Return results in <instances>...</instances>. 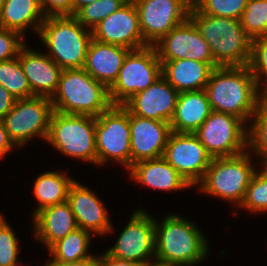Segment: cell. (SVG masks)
Here are the masks:
<instances>
[{
    "label": "cell",
    "instance_id": "b9f144b4",
    "mask_svg": "<svg viewBox=\"0 0 267 266\" xmlns=\"http://www.w3.org/2000/svg\"><path fill=\"white\" fill-rule=\"evenodd\" d=\"M46 266H98V257L91 256L89 258L72 263L60 262L52 258V260L49 261Z\"/></svg>",
    "mask_w": 267,
    "mask_h": 266
},
{
    "label": "cell",
    "instance_id": "9c48e42d",
    "mask_svg": "<svg viewBox=\"0 0 267 266\" xmlns=\"http://www.w3.org/2000/svg\"><path fill=\"white\" fill-rule=\"evenodd\" d=\"M97 165L110 159L131 168L129 111L123 105H111L96 117Z\"/></svg>",
    "mask_w": 267,
    "mask_h": 266
},
{
    "label": "cell",
    "instance_id": "52a82bcc",
    "mask_svg": "<svg viewBox=\"0 0 267 266\" xmlns=\"http://www.w3.org/2000/svg\"><path fill=\"white\" fill-rule=\"evenodd\" d=\"M248 151L231 157L213 158L203 179L198 183L202 192L239 206L256 170Z\"/></svg>",
    "mask_w": 267,
    "mask_h": 266
},
{
    "label": "cell",
    "instance_id": "603a6c76",
    "mask_svg": "<svg viewBox=\"0 0 267 266\" xmlns=\"http://www.w3.org/2000/svg\"><path fill=\"white\" fill-rule=\"evenodd\" d=\"M216 63L179 59L162 63V76L179 93L204 90Z\"/></svg>",
    "mask_w": 267,
    "mask_h": 266
},
{
    "label": "cell",
    "instance_id": "4dcf8cb0",
    "mask_svg": "<svg viewBox=\"0 0 267 266\" xmlns=\"http://www.w3.org/2000/svg\"><path fill=\"white\" fill-rule=\"evenodd\" d=\"M240 21L251 40L267 35V0H248Z\"/></svg>",
    "mask_w": 267,
    "mask_h": 266
},
{
    "label": "cell",
    "instance_id": "d4e9b609",
    "mask_svg": "<svg viewBox=\"0 0 267 266\" xmlns=\"http://www.w3.org/2000/svg\"><path fill=\"white\" fill-rule=\"evenodd\" d=\"M212 109L205 90L179 93L171 131L194 133L209 117Z\"/></svg>",
    "mask_w": 267,
    "mask_h": 266
},
{
    "label": "cell",
    "instance_id": "4fadbf2b",
    "mask_svg": "<svg viewBox=\"0 0 267 266\" xmlns=\"http://www.w3.org/2000/svg\"><path fill=\"white\" fill-rule=\"evenodd\" d=\"M155 220L144 210H135L116 244L106 252L120 260L151 261L155 257Z\"/></svg>",
    "mask_w": 267,
    "mask_h": 266
},
{
    "label": "cell",
    "instance_id": "5b68a950",
    "mask_svg": "<svg viewBox=\"0 0 267 266\" xmlns=\"http://www.w3.org/2000/svg\"><path fill=\"white\" fill-rule=\"evenodd\" d=\"M51 101L53 110L58 113L93 117H98L112 105L108 88L83 68L62 70Z\"/></svg>",
    "mask_w": 267,
    "mask_h": 266
},
{
    "label": "cell",
    "instance_id": "7402d4cb",
    "mask_svg": "<svg viewBox=\"0 0 267 266\" xmlns=\"http://www.w3.org/2000/svg\"><path fill=\"white\" fill-rule=\"evenodd\" d=\"M33 220L37 240H41L48 249L78 228L68 201L43 208Z\"/></svg>",
    "mask_w": 267,
    "mask_h": 266
},
{
    "label": "cell",
    "instance_id": "5bb4252c",
    "mask_svg": "<svg viewBox=\"0 0 267 266\" xmlns=\"http://www.w3.org/2000/svg\"><path fill=\"white\" fill-rule=\"evenodd\" d=\"M144 41L154 45L189 17L190 8L181 0H133Z\"/></svg>",
    "mask_w": 267,
    "mask_h": 266
},
{
    "label": "cell",
    "instance_id": "ba28073f",
    "mask_svg": "<svg viewBox=\"0 0 267 266\" xmlns=\"http://www.w3.org/2000/svg\"><path fill=\"white\" fill-rule=\"evenodd\" d=\"M162 76V64L154 45L130 50L115 82L108 88L112 105H123Z\"/></svg>",
    "mask_w": 267,
    "mask_h": 266
},
{
    "label": "cell",
    "instance_id": "8992f818",
    "mask_svg": "<svg viewBox=\"0 0 267 266\" xmlns=\"http://www.w3.org/2000/svg\"><path fill=\"white\" fill-rule=\"evenodd\" d=\"M96 117L53 111L48 143L64 155L97 164Z\"/></svg>",
    "mask_w": 267,
    "mask_h": 266
},
{
    "label": "cell",
    "instance_id": "d6986e66",
    "mask_svg": "<svg viewBox=\"0 0 267 266\" xmlns=\"http://www.w3.org/2000/svg\"><path fill=\"white\" fill-rule=\"evenodd\" d=\"M67 201L74 213L78 228L96 234H105L112 231V222L107 210L97 195L74 181L68 191Z\"/></svg>",
    "mask_w": 267,
    "mask_h": 266
},
{
    "label": "cell",
    "instance_id": "4316f807",
    "mask_svg": "<svg viewBox=\"0 0 267 266\" xmlns=\"http://www.w3.org/2000/svg\"><path fill=\"white\" fill-rule=\"evenodd\" d=\"M74 181L57 171L39 175L33 187L39 205L34 210L33 216L43 208L67 201L69 188Z\"/></svg>",
    "mask_w": 267,
    "mask_h": 266
},
{
    "label": "cell",
    "instance_id": "ffe728a7",
    "mask_svg": "<svg viewBox=\"0 0 267 266\" xmlns=\"http://www.w3.org/2000/svg\"><path fill=\"white\" fill-rule=\"evenodd\" d=\"M18 58L32 96L51 99L58 88L62 69L46 53H38L26 45L21 48Z\"/></svg>",
    "mask_w": 267,
    "mask_h": 266
},
{
    "label": "cell",
    "instance_id": "7dc6e473",
    "mask_svg": "<svg viewBox=\"0 0 267 266\" xmlns=\"http://www.w3.org/2000/svg\"><path fill=\"white\" fill-rule=\"evenodd\" d=\"M263 167L267 171V161L263 164Z\"/></svg>",
    "mask_w": 267,
    "mask_h": 266
},
{
    "label": "cell",
    "instance_id": "60d3db41",
    "mask_svg": "<svg viewBox=\"0 0 267 266\" xmlns=\"http://www.w3.org/2000/svg\"><path fill=\"white\" fill-rule=\"evenodd\" d=\"M15 147L16 146L9 138L8 132L5 129L3 121L0 120V158L5 157V154H7L12 148Z\"/></svg>",
    "mask_w": 267,
    "mask_h": 266
},
{
    "label": "cell",
    "instance_id": "f1b7e54d",
    "mask_svg": "<svg viewBox=\"0 0 267 266\" xmlns=\"http://www.w3.org/2000/svg\"><path fill=\"white\" fill-rule=\"evenodd\" d=\"M0 85L16 99L32 97V92L18 56L0 62Z\"/></svg>",
    "mask_w": 267,
    "mask_h": 266
},
{
    "label": "cell",
    "instance_id": "7bdbcfd3",
    "mask_svg": "<svg viewBox=\"0 0 267 266\" xmlns=\"http://www.w3.org/2000/svg\"><path fill=\"white\" fill-rule=\"evenodd\" d=\"M98 0H72L73 2V15L83 6L93 3Z\"/></svg>",
    "mask_w": 267,
    "mask_h": 266
},
{
    "label": "cell",
    "instance_id": "3957f363",
    "mask_svg": "<svg viewBox=\"0 0 267 266\" xmlns=\"http://www.w3.org/2000/svg\"><path fill=\"white\" fill-rule=\"evenodd\" d=\"M195 224L176 214L155 221V260L178 266L196 265L207 257L208 243Z\"/></svg>",
    "mask_w": 267,
    "mask_h": 266
},
{
    "label": "cell",
    "instance_id": "d6a6232c",
    "mask_svg": "<svg viewBox=\"0 0 267 266\" xmlns=\"http://www.w3.org/2000/svg\"><path fill=\"white\" fill-rule=\"evenodd\" d=\"M250 212H267V171L255 172L246 189L244 199L240 204Z\"/></svg>",
    "mask_w": 267,
    "mask_h": 266
},
{
    "label": "cell",
    "instance_id": "30bf717a",
    "mask_svg": "<svg viewBox=\"0 0 267 266\" xmlns=\"http://www.w3.org/2000/svg\"><path fill=\"white\" fill-rule=\"evenodd\" d=\"M53 111L52 101L47 97L16 99L2 121L11 141L20 147L35 136L47 140Z\"/></svg>",
    "mask_w": 267,
    "mask_h": 266
},
{
    "label": "cell",
    "instance_id": "bcb514c9",
    "mask_svg": "<svg viewBox=\"0 0 267 266\" xmlns=\"http://www.w3.org/2000/svg\"><path fill=\"white\" fill-rule=\"evenodd\" d=\"M4 1L5 0H0V12H1V9H2V6H3Z\"/></svg>",
    "mask_w": 267,
    "mask_h": 266
},
{
    "label": "cell",
    "instance_id": "ab89813d",
    "mask_svg": "<svg viewBox=\"0 0 267 266\" xmlns=\"http://www.w3.org/2000/svg\"><path fill=\"white\" fill-rule=\"evenodd\" d=\"M134 261L120 260L110 256L107 252L98 257V266H144Z\"/></svg>",
    "mask_w": 267,
    "mask_h": 266
},
{
    "label": "cell",
    "instance_id": "e0dca14e",
    "mask_svg": "<svg viewBox=\"0 0 267 266\" xmlns=\"http://www.w3.org/2000/svg\"><path fill=\"white\" fill-rule=\"evenodd\" d=\"M131 167L133 164L164 155L170 123L132 115L129 112Z\"/></svg>",
    "mask_w": 267,
    "mask_h": 266
},
{
    "label": "cell",
    "instance_id": "7c38bea8",
    "mask_svg": "<svg viewBox=\"0 0 267 266\" xmlns=\"http://www.w3.org/2000/svg\"><path fill=\"white\" fill-rule=\"evenodd\" d=\"M163 157L193 187L199 183L212 157L194 133L172 131Z\"/></svg>",
    "mask_w": 267,
    "mask_h": 266
},
{
    "label": "cell",
    "instance_id": "9a60e30c",
    "mask_svg": "<svg viewBox=\"0 0 267 266\" xmlns=\"http://www.w3.org/2000/svg\"><path fill=\"white\" fill-rule=\"evenodd\" d=\"M154 47L161 64L179 59L215 63L207 41L189 17L164 35Z\"/></svg>",
    "mask_w": 267,
    "mask_h": 266
},
{
    "label": "cell",
    "instance_id": "e575fe53",
    "mask_svg": "<svg viewBox=\"0 0 267 266\" xmlns=\"http://www.w3.org/2000/svg\"><path fill=\"white\" fill-rule=\"evenodd\" d=\"M248 67L260 90L267 94V35L251 40V57ZM262 77H265V81Z\"/></svg>",
    "mask_w": 267,
    "mask_h": 266
},
{
    "label": "cell",
    "instance_id": "484cf974",
    "mask_svg": "<svg viewBox=\"0 0 267 266\" xmlns=\"http://www.w3.org/2000/svg\"><path fill=\"white\" fill-rule=\"evenodd\" d=\"M45 17L38 0H5L0 12V27L24 37L26 28L31 26L39 33Z\"/></svg>",
    "mask_w": 267,
    "mask_h": 266
},
{
    "label": "cell",
    "instance_id": "7a4b0ae2",
    "mask_svg": "<svg viewBox=\"0 0 267 266\" xmlns=\"http://www.w3.org/2000/svg\"><path fill=\"white\" fill-rule=\"evenodd\" d=\"M189 18L207 41L213 61L219 66H248L251 39L241 21L201 13L196 7L189 10Z\"/></svg>",
    "mask_w": 267,
    "mask_h": 266
},
{
    "label": "cell",
    "instance_id": "836d02e7",
    "mask_svg": "<svg viewBox=\"0 0 267 266\" xmlns=\"http://www.w3.org/2000/svg\"><path fill=\"white\" fill-rule=\"evenodd\" d=\"M248 0H198L196 8L204 14L240 20Z\"/></svg>",
    "mask_w": 267,
    "mask_h": 266
},
{
    "label": "cell",
    "instance_id": "6da1fadb",
    "mask_svg": "<svg viewBox=\"0 0 267 266\" xmlns=\"http://www.w3.org/2000/svg\"><path fill=\"white\" fill-rule=\"evenodd\" d=\"M259 89L248 66H223L212 70L204 90L212 111L234 115L246 123L265 95Z\"/></svg>",
    "mask_w": 267,
    "mask_h": 266
},
{
    "label": "cell",
    "instance_id": "cb8c5ba5",
    "mask_svg": "<svg viewBox=\"0 0 267 266\" xmlns=\"http://www.w3.org/2000/svg\"><path fill=\"white\" fill-rule=\"evenodd\" d=\"M129 171L136 182L154 189L173 191L191 187L163 156L139 161L133 164Z\"/></svg>",
    "mask_w": 267,
    "mask_h": 266
},
{
    "label": "cell",
    "instance_id": "277c9868",
    "mask_svg": "<svg viewBox=\"0 0 267 266\" xmlns=\"http://www.w3.org/2000/svg\"><path fill=\"white\" fill-rule=\"evenodd\" d=\"M38 34L49 48L47 55L62 70L84 67L92 30H87L73 15L45 17Z\"/></svg>",
    "mask_w": 267,
    "mask_h": 266
},
{
    "label": "cell",
    "instance_id": "1f68e13d",
    "mask_svg": "<svg viewBox=\"0 0 267 266\" xmlns=\"http://www.w3.org/2000/svg\"><path fill=\"white\" fill-rule=\"evenodd\" d=\"M128 0H98L81 7L73 16L86 28L92 30L108 15L116 12ZM88 26V27H87Z\"/></svg>",
    "mask_w": 267,
    "mask_h": 266
},
{
    "label": "cell",
    "instance_id": "f6af8a7d",
    "mask_svg": "<svg viewBox=\"0 0 267 266\" xmlns=\"http://www.w3.org/2000/svg\"><path fill=\"white\" fill-rule=\"evenodd\" d=\"M183 1L190 9L194 8L198 2V0H181Z\"/></svg>",
    "mask_w": 267,
    "mask_h": 266
},
{
    "label": "cell",
    "instance_id": "2e32d148",
    "mask_svg": "<svg viewBox=\"0 0 267 266\" xmlns=\"http://www.w3.org/2000/svg\"><path fill=\"white\" fill-rule=\"evenodd\" d=\"M92 38L130 50L148 46L140 30L139 15L133 0H128L116 12L97 24L92 29Z\"/></svg>",
    "mask_w": 267,
    "mask_h": 266
},
{
    "label": "cell",
    "instance_id": "8fae6325",
    "mask_svg": "<svg viewBox=\"0 0 267 266\" xmlns=\"http://www.w3.org/2000/svg\"><path fill=\"white\" fill-rule=\"evenodd\" d=\"M240 118L212 111L194 132L212 158L231 157L248 150V131Z\"/></svg>",
    "mask_w": 267,
    "mask_h": 266
},
{
    "label": "cell",
    "instance_id": "d590c367",
    "mask_svg": "<svg viewBox=\"0 0 267 266\" xmlns=\"http://www.w3.org/2000/svg\"><path fill=\"white\" fill-rule=\"evenodd\" d=\"M3 218L0 214V266H13L18 263L19 241L13 229Z\"/></svg>",
    "mask_w": 267,
    "mask_h": 266
},
{
    "label": "cell",
    "instance_id": "f35d334b",
    "mask_svg": "<svg viewBox=\"0 0 267 266\" xmlns=\"http://www.w3.org/2000/svg\"><path fill=\"white\" fill-rule=\"evenodd\" d=\"M16 98L0 85V120L13 108Z\"/></svg>",
    "mask_w": 267,
    "mask_h": 266
},
{
    "label": "cell",
    "instance_id": "ac0fdd59",
    "mask_svg": "<svg viewBox=\"0 0 267 266\" xmlns=\"http://www.w3.org/2000/svg\"><path fill=\"white\" fill-rule=\"evenodd\" d=\"M179 92L163 76L144 91L133 95L123 106L135 116L171 122Z\"/></svg>",
    "mask_w": 267,
    "mask_h": 266
},
{
    "label": "cell",
    "instance_id": "ee69618b",
    "mask_svg": "<svg viewBox=\"0 0 267 266\" xmlns=\"http://www.w3.org/2000/svg\"><path fill=\"white\" fill-rule=\"evenodd\" d=\"M144 266H178V265H175V264H170V263H166V262H162V261H159V260H156V262H147Z\"/></svg>",
    "mask_w": 267,
    "mask_h": 266
},
{
    "label": "cell",
    "instance_id": "74e56055",
    "mask_svg": "<svg viewBox=\"0 0 267 266\" xmlns=\"http://www.w3.org/2000/svg\"><path fill=\"white\" fill-rule=\"evenodd\" d=\"M38 1L46 17L73 15L72 0H38Z\"/></svg>",
    "mask_w": 267,
    "mask_h": 266
},
{
    "label": "cell",
    "instance_id": "83f0119b",
    "mask_svg": "<svg viewBox=\"0 0 267 266\" xmlns=\"http://www.w3.org/2000/svg\"><path fill=\"white\" fill-rule=\"evenodd\" d=\"M91 233L77 228L75 231L69 233L65 238L58 240L48 250L54 260L60 262H76L93 255H90L87 251L89 249V243Z\"/></svg>",
    "mask_w": 267,
    "mask_h": 266
},
{
    "label": "cell",
    "instance_id": "8d00e7d4",
    "mask_svg": "<svg viewBox=\"0 0 267 266\" xmlns=\"http://www.w3.org/2000/svg\"><path fill=\"white\" fill-rule=\"evenodd\" d=\"M23 40L20 33L0 27V62L17 57L25 45Z\"/></svg>",
    "mask_w": 267,
    "mask_h": 266
},
{
    "label": "cell",
    "instance_id": "44dd1931",
    "mask_svg": "<svg viewBox=\"0 0 267 266\" xmlns=\"http://www.w3.org/2000/svg\"><path fill=\"white\" fill-rule=\"evenodd\" d=\"M129 51L124 46L103 43L92 38L83 69L109 88L117 79Z\"/></svg>",
    "mask_w": 267,
    "mask_h": 266
},
{
    "label": "cell",
    "instance_id": "f546056e",
    "mask_svg": "<svg viewBox=\"0 0 267 266\" xmlns=\"http://www.w3.org/2000/svg\"><path fill=\"white\" fill-rule=\"evenodd\" d=\"M254 120L248 129V148L254 151L262 160L267 161V94L258 102Z\"/></svg>",
    "mask_w": 267,
    "mask_h": 266
}]
</instances>
